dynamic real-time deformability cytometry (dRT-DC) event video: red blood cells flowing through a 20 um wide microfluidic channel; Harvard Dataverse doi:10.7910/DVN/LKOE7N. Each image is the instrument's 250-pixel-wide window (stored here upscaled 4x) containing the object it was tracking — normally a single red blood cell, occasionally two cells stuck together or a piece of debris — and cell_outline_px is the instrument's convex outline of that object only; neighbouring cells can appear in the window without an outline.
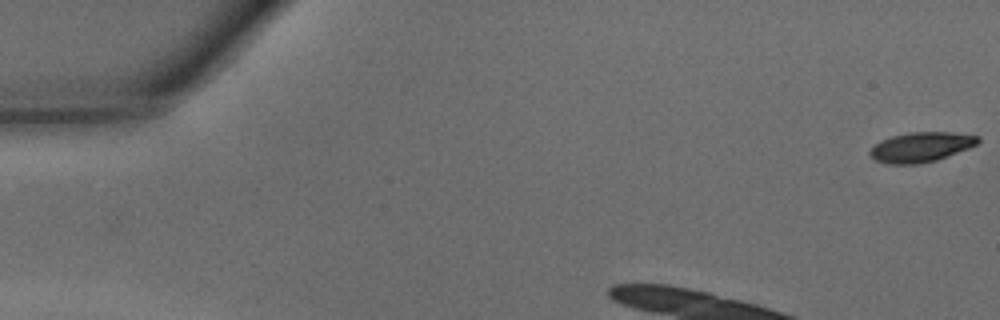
{"species": "common noctule bat (a hibernating species)", "species_latin": "Nyctalus noctula", "temperature_condition": "warm", "stored_images_in_passage": 7, "camera_frame_rate_fps": 3000, "um_per_image_px": 0.085, "animal": {"sex": "male", "body_mass_g": 15.6}, "frame": {"image": 1, "passage_image": 1, "time_ms": 0.0, "image_size_px": [1000, 320], "cell_outline_px": [[980, 140], [976, 144], [968, 148], [936, 160], [920, 164], [888, 164], [876, 160], [868, 152], [880, 140], [892, 136], [908, 132], [952, 132], [980, 136]], "centroid_in_image_um": [78.28, 12.49], "position_along_channel_um": 6.7, "area_um2": 18.67}}